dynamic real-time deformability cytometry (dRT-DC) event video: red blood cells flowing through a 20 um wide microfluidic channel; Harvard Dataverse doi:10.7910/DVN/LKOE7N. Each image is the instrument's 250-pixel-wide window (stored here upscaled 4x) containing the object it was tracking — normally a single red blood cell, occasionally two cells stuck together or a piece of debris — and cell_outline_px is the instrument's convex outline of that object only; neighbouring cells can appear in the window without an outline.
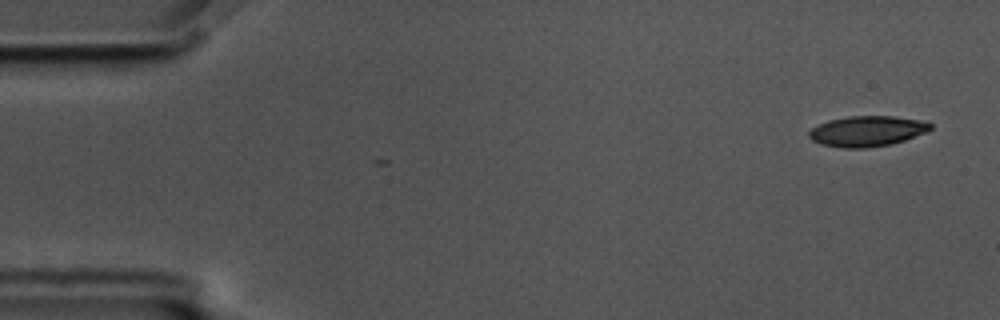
{"species": "common noctule bat (a hibernating species)", "species_latin": "Nyctalus noctula", "temperature_condition": "cold", "stored_images_in_passage": 2, "camera_frame_rate_fps": 3000, "um_per_image_px": 0.085, "animal": {"sex": "male", "body_mass_g": 17.5, "forearm_length_mm": 52.3}, "frame": {"image": 1, "passage_image": 2, "time_ms": 0.333, "image_size_px": [1000, 320], "cell_outline_px": [[932, 128], [924, 132], [904, 140], [892, 144], [864, 148], [844, 148], [820, 144], [812, 140], [808, 136], [808, 132], [812, 128], [828, 120], [848, 116], [892, 116], [928, 120], [932, 124]], "centroid_in_image_um": [73.71, 11.14], "position_along_channel_um": 11.3, "area_um2": 21.68}}